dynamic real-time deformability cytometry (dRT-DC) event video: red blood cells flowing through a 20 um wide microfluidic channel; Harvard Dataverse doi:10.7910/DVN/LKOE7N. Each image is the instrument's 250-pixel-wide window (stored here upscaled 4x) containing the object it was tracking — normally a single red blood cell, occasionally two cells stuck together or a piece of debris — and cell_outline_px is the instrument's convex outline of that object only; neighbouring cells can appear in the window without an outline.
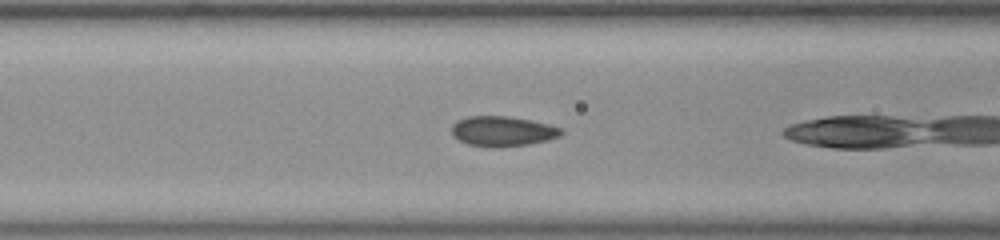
{"species": "common noctule bat (a hibernating species)", "species_latin": "Nyctalus noctula", "temperature_condition": "room temperature", "stored_images_in_passage": 19, "camera_frame_rate_fps": 3000, "um_per_image_px": 0.085, "animal": {"sex": "female", "body_mass_g": 23.0, "forearm_length_mm": 53.4}, "frame": {"image": 1, "passage_image": 5, "time_ms": 1.333, "image_size_px": [1000, 240], "cell_outline_px": [[564, 132], [560, 136], [548, 140], [528, 144], [496, 148], [492, 148], [468, 144], [460, 140], [452, 132], [452, 124], [456, 120], [468, 116], [508, 116], [532, 120], [548, 124], [560, 128]], "centroid_in_image_um": [42.72, 11.15], "position_along_channel_um": 123.9, "area_um2": 19.25}}
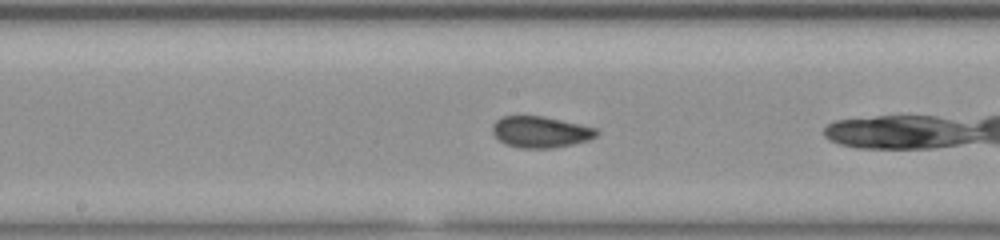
{"frame": {"image": 2, "passage_image": 11, "time_ms": 3.333, "image_size_px": [1000, 240], "cell_outline_px": [[600, 132], [596, 136], [588, 140], [572, 144], [552, 148], [520, 148], [504, 144], [492, 132], [492, 124], [500, 116], [544, 116], [596, 128]], "centroid_in_image_um": [45.92, 11.21], "position_along_channel_um": 202.3, "area_um2": 19.02}}
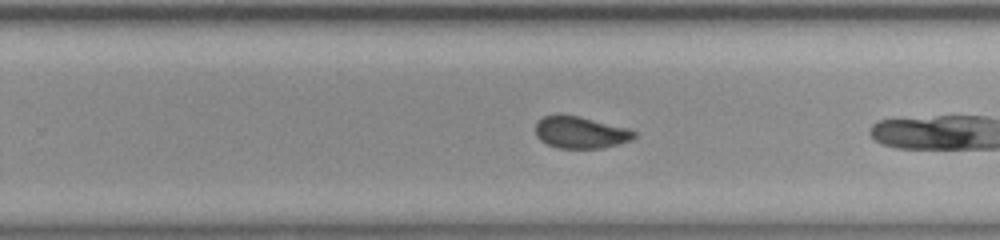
{"frame": {"image": 3, "passage_image": 17, "time_ms": 5.333, "image_size_px": [1000, 240], "cell_outline_px": [[636, 136], [632, 140], [600, 148], [556, 148], [540, 140], [536, 136], [536, 120], [544, 116], [580, 116], [628, 128], [636, 132]], "centroid_in_image_um": [49.34, 11.26], "position_along_channel_um": 280.5, "area_um2": 18.15}}